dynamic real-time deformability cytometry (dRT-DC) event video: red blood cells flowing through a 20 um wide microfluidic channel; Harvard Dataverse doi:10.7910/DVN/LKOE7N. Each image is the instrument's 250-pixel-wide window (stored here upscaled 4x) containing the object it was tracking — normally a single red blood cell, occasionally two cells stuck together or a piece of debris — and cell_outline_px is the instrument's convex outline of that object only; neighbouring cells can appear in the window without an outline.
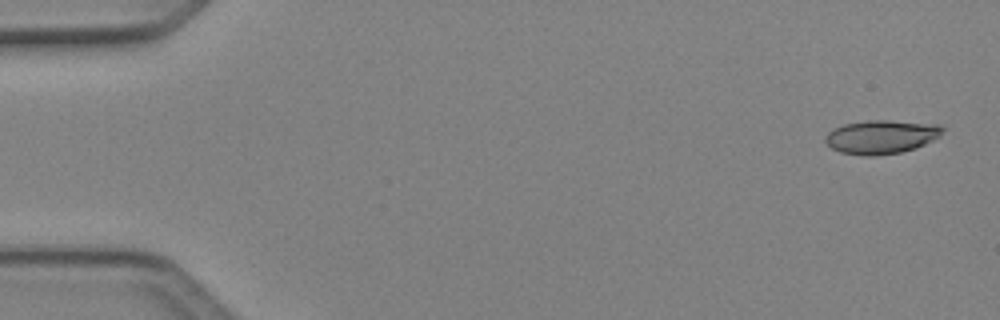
{"species": "Egyptian fruit bat (a non-hibernating species)", "species_latin": "Rousettus aegyptiacus", "temperature_condition": "cold", "stored_images_in_passage": 4, "camera_frame_rate_fps": 3000, "um_per_image_px": 0.085, "animal": {"sex": "female"}, "frame": {"image": 1, "passage_image": 1, "time_ms": 0.0, "image_size_px": [1000, 320], "cell_outline_px": [[944, 128], [940, 136], [916, 148], [900, 152], [876, 156], [864, 156], [840, 152], [832, 148], [824, 140], [824, 136], [832, 128], [844, 124], [872, 120], [888, 120], [940, 124]], "centroid_in_image_um": [74.9, 11.63], "position_along_channel_um": 10.1, "area_um2": 23.12}}
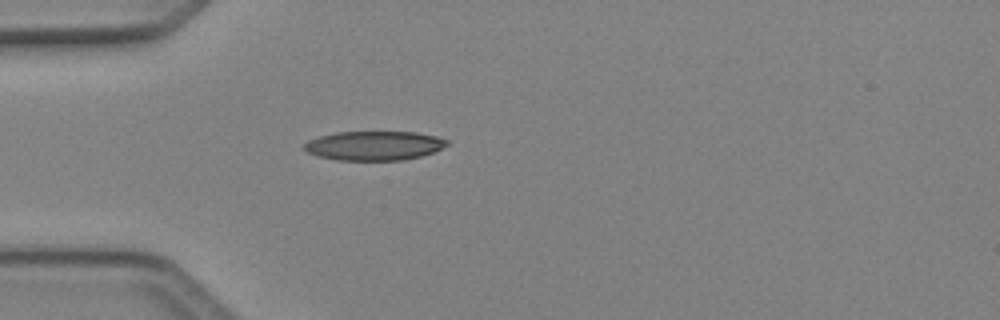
{"frame": {"image": 2, "passage_image": 4, "time_ms": 1.0, "image_size_px": [1000, 320], "cell_outline_px": [[448, 144], [432, 152], [420, 156], [404, 160], [336, 160], [316, 156], [308, 152], [304, 148], [304, 144], [308, 140], [320, 136], [336, 132], [416, 132], [436, 136], [448, 140]], "centroid_in_image_um": [31.77, 12.38], "position_along_channel_um": 53.2, "area_um2": 24.22}}